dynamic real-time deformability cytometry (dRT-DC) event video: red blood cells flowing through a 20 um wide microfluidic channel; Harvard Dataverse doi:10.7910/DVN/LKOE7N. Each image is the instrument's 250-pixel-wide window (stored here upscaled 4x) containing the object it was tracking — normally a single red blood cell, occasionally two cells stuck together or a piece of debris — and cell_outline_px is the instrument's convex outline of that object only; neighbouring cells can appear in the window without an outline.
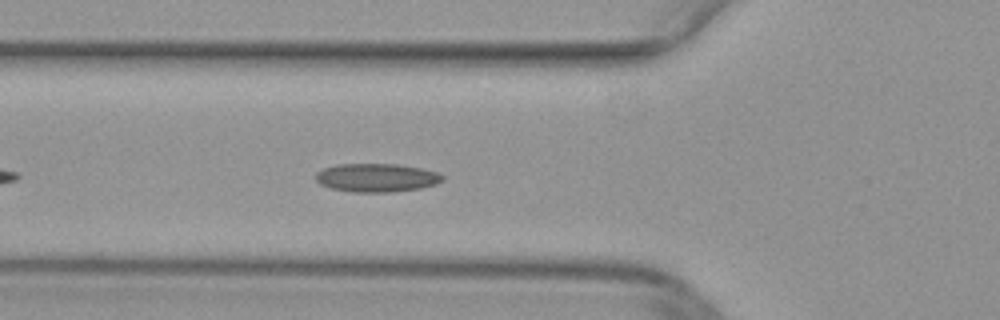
{"species": "common noctule bat (a hibernating species)", "species_latin": "Nyctalus noctula", "temperature_condition": "warm", "stored_images_in_passage": 7, "camera_frame_rate_fps": 3000, "um_per_image_px": 0.085, "animal": {"sex": "female", "body_mass_g": 29.2, "forearm_length_mm": 56.3}, "frame": {"image": 1, "passage_image": 6, "time_ms": 1.667, "image_size_px": [1000, 320], "cell_outline_px": [[444, 180], [436, 184], [420, 188], [392, 192], [352, 192], [332, 188], [320, 184], [316, 180], [316, 172], [324, 168], [336, 164], [396, 164], [420, 168], [436, 172], [444, 176]], "centroid_in_image_um": [32.01, 15.1], "position_along_channel_um": 93.8, "area_um2": 20.98}}